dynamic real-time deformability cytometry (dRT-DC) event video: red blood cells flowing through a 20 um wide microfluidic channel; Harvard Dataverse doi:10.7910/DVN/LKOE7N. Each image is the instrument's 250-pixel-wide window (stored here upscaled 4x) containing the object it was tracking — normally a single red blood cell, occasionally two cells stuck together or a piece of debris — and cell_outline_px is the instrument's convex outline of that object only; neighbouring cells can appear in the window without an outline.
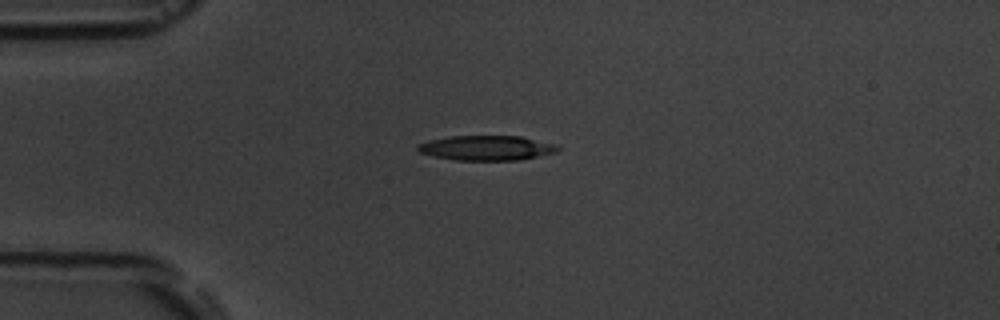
{"species": "common noctule bat (a hibernating species)", "species_latin": "Nyctalus noctula", "temperature_condition": "room temperature", "stored_images_in_passage": 12, "camera_frame_rate_fps": 3000, "um_per_image_px": 0.085, "animal": {"sex": "male", "body_mass_g": 19.5, "forearm_length_mm": 54.6}, "frame": {"image": 1, "passage_image": 1, "time_ms": 0.0, "image_size_px": [1000, 320], "cell_outline_px": [[560, 148], [556, 152], [520, 160], [456, 160], [436, 156], [420, 152], [416, 148], [416, 144], [428, 140], [448, 136], [520, 136], [556, 144]], "centroid_in_image_um": [41.35, 12.57], "position_along_channel_um": 43.7, "area_um2": 20.23}}
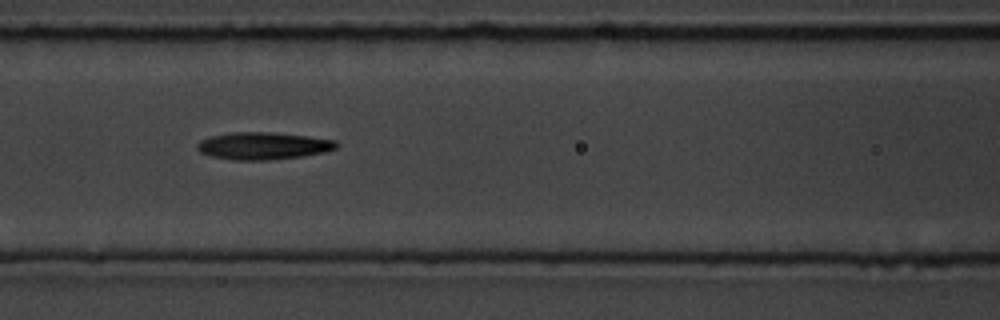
{"frame": {"image": 2, "passage_image": 4, "time_ms": 3.333, "image_size_px": [1000, 320], "cell_outline_px": [[340, 144], [336, 148], [324, 152], [304, 156], [268, 160], [232, 160], [212, 156], [200, 152], [196, 148], [196, 144], [200, 140], [212, 136], [232, 132], [272, 132], [308, 136], [336, 140]], "centroid_in_image_um": [22.38, 12.39], "position_along_channel_um": 144.2, "area_um2": 22.25}}
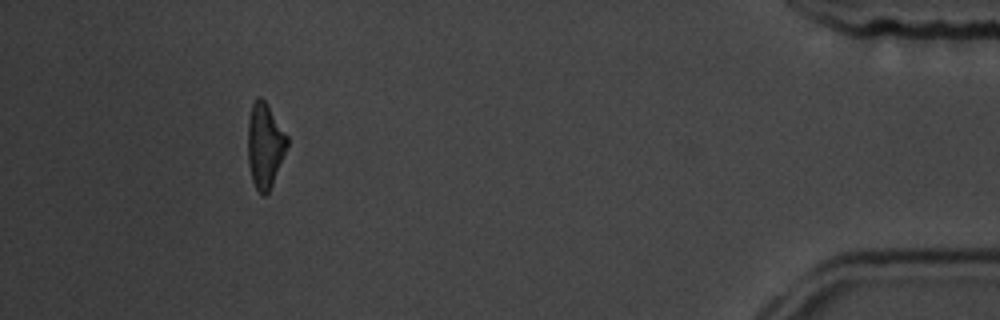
{"frame": {"image": 3, "passage_image": 12, "time_ms": 12.333, "image_size_px": [1000, 320], "cell_outline_px": [[288, 144], [272, 184], [268, 192], [264, 196], [256, 188], [252, 180], [248, 164], [248, 120], [252, 104], [256, 96], [260, 96], [268, 104], [288, 136]], "centroid_in_image_um": [22.5, 12.31], "position_along_channel_um": 412.7, "area_um2": 19.36}, "authors_computed_cell_mechanics": {"area_um2": 20.8658, "velocity_mm_per_s": 3.6812, "shape_relaxation_time_tau1_ms": 3.8936, "shape_relaxation_time_tau2_ms": 3.8019, "deformation_change_tau1": 0.1443, "deformation_change_tau2": 0.1394}}